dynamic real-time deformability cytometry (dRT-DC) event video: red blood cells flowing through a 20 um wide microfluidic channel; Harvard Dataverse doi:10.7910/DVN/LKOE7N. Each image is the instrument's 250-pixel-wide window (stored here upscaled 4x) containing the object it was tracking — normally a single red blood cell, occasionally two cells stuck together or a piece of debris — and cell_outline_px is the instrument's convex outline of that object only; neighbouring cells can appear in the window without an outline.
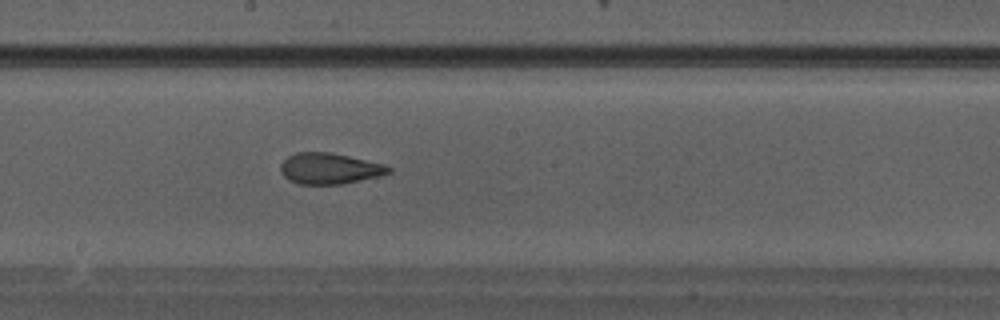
{"species": "Egyptian fruit bat (a non-hibernating species)", "species_latin": "Rousettus aegyptiacus", "temperature_condition": "warm", "stored_images_in_passage": 25, "camera_frame_rate_fps": 3000, "um_per_image_px": 0.085, "animal": {"sex": "male"}, "frame": {"image": 1, "passage_image": 11, "time_ms": 3.333, "image_size_px": [1000, 320], "cell_outline_px": [[392, 172], [380, 176], [340, 184], [300, 184], [288, 180], [280, 172], [280, 164], [288, 156], [296, 152], [332, 152], [384, 164], [392, 168]], "centroid_in_image_um": [28.0, 14.32], "position_along_channel_um": 220.2, "area_um2": 19.59}}